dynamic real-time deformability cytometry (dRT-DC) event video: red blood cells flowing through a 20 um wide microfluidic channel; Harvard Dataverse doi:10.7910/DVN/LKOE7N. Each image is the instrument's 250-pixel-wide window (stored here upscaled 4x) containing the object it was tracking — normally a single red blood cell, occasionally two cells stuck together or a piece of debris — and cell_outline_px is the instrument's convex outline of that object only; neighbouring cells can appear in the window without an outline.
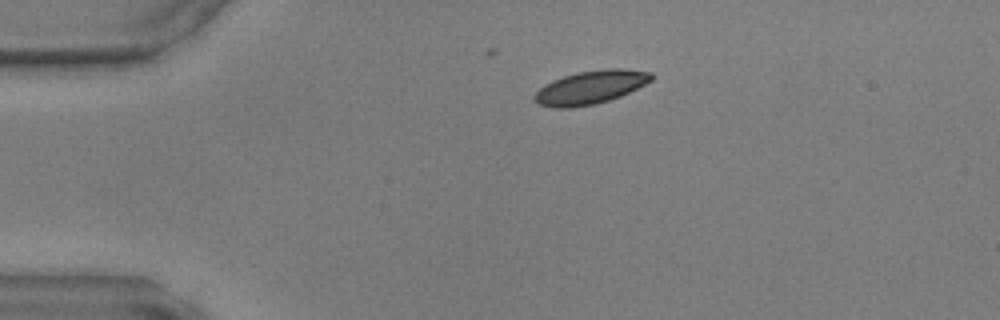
{"species": "common noctule bat (a hibernating species)", "species_latin": "Nyctalus noctula", "temperature_condition": "warm", "stored_images_in_passage": 5, "camera_frame_rate_fps": 3000, "um_per_image_px": 0.085, "animal": {"sex": "male", "body_mass_g": 17.9, "forearm_length_mm": 54.2}, "frame": {"image": 1, "passage_image": 1, "time_ms": 0.0, "image_size_px": [1000, 320], "cell_outline_px": [[652, 80], [620, 96], [596, 104], [572, 108], [556, 108], [540, 104], [532, 96], [544, 84], [552, 80], [564, 76], [580, 72], [604, 68], [624, 68], [652, 72]], "centroid_in_image_um": [50.19, 7.41], "position_along_channel_um": 34.8, "area_um2": 22.6}}